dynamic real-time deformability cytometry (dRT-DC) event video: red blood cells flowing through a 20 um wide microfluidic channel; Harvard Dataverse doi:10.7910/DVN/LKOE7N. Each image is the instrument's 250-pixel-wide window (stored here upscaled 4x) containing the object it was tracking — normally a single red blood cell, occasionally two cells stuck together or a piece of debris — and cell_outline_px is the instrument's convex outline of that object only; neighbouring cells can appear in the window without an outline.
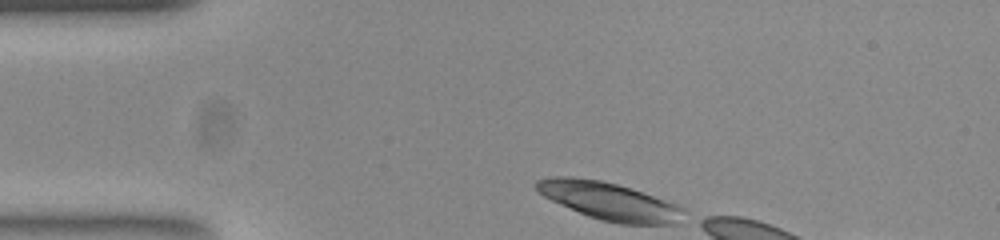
{"species": "common noctule bat (a hibernating species)", "species_latin": "Nyctalus noctula", "temperature_condition": "room temperature", "stored_images_in_passage": 5, "camera_frame_rate_fps": 3000, "um_per_image_px": 0.085, "animal": {"sex": "female", "body_mass_g": 23.0, "forearm_length_mm": 53.4}, "frame": {"image": 1, "passage_image": 1, "time_ms": 0.0, "image_size_px": [1000, 240], "cell_outline_px": [[680, 208], [672, 224], [620, 224], [600, 220], [588, 216], [552, 200], [544, 196], [536, 188], [536, 180], [556, 176], [568, 176], [600, 180], [616, 184], [652, 196], [672, 204]], "centroid_in_image_um": [51.62, 17.08], "position_along_channel_um": 33.4, "area_um2": 30.87}}